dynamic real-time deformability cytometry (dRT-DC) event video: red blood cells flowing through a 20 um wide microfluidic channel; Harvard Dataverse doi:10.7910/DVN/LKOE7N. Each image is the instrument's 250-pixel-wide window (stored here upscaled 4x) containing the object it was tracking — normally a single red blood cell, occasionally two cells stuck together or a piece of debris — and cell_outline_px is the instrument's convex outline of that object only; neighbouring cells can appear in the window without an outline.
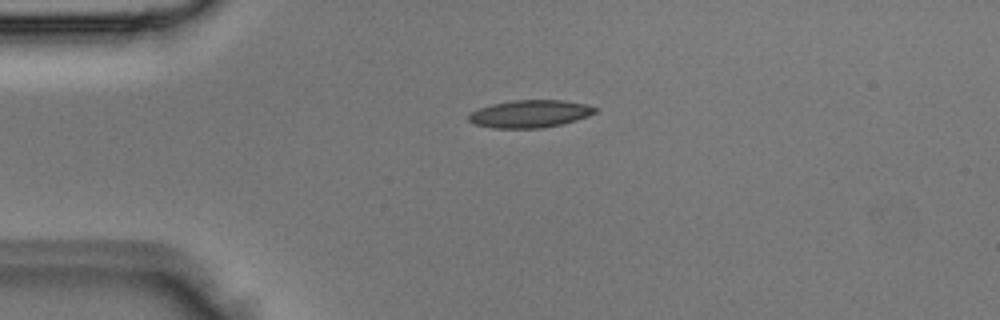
{"species": "Egyptian fruit bat (a non-hibernating species)", "species_latin": "Rousettus aegyptiacus", "temperature_condition": "room temperature", "stored_images_in_passage": 5, "camera_frame_rate_fps": 3000, "um_per_image_px": 0.085, "animal": {"sex": "male"}, "frame": {"image": 1, "passage_image": 5, "time_ms": 1.333, "image_size_px": [1000, 320], "cell_outline_px": [[596, 112], [588, 116], [576, 120], [544, 128], [492, 128], [472, 124], [468, 120], [468, 116], [472, 112], [480, 108], [492, 104], [512, 100], [560, 100], [588, 104], [596, 108]], "centroid_in_image_um": [45.03, 9.68], "position_along_channel_um": 40.0, "area_um2": 20.29}}